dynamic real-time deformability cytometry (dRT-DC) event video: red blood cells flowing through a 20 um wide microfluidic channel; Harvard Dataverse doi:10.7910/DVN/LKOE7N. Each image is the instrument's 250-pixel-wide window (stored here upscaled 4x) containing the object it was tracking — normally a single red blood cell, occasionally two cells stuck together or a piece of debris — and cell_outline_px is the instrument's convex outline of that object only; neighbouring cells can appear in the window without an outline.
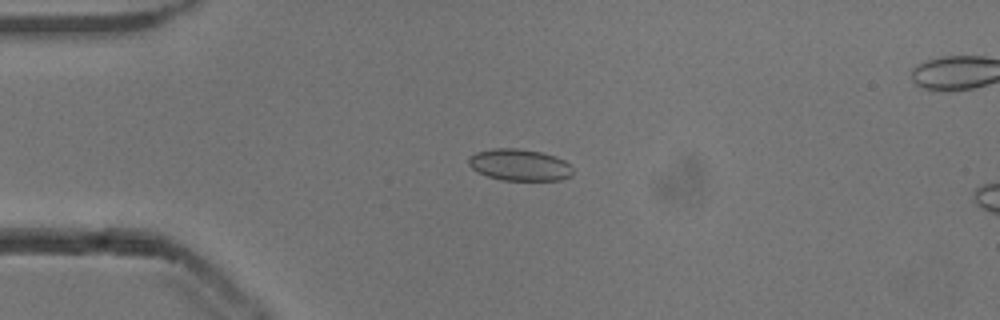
{"species": "common noctule bat (a hibernating species)", "species_latin": "Nyctalus noctula", "temperature_condition": "cold", "stored_images_in_passage": 52, "camera_frame_rate_fps": 3000, "um_per_image_px": 0.085, "animal": {"sex": "male", "body_mass_g": 13.3}, "frame": {"image": 1, "passage_image": 12, "time_ms": 3.667, "image_size_px": [1000, 320], "cell_outline_px": [[572, 176], [560, 180], [504, 180], [488, 176], [472, 168], [468, 164], [468, 156], [476, 152], [492, 148], [516, 148], [540, 152], [556, 156], [564, 160], [572, 168]], "centroid_in_image_um": [44.16, 14.01], "position_along_channel_um": 40.8, "area_um2": 19.19}}
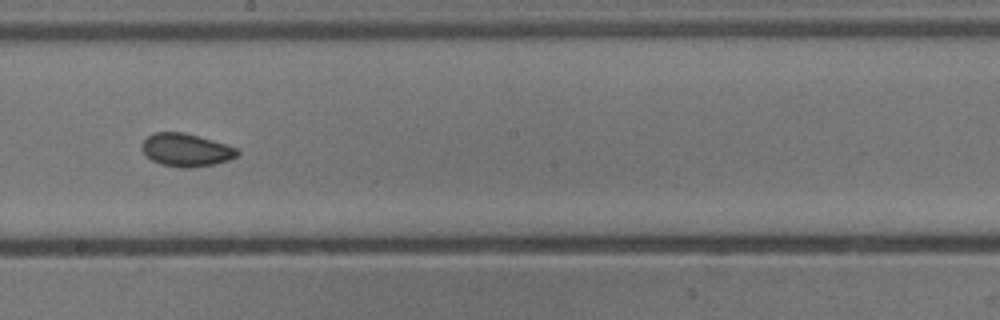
{"frame": {"image": 2, "passage_image": 29, "time_ms": 9.333, "image_size_px": [1000, 320], "cell_outline_px": [[240, 152], [236, 156], [228, 160], [212, 164], [192, 168], [180, 168], [160, 164], [152, 160], [144, 152], [144, 140], [152, 132], [184, 132], [212, 140], [236, 148]], "centroid_in_image_um": [15.82, 12.75], "position_along_channel_um": 232.4, "area_um2": 18.03}}
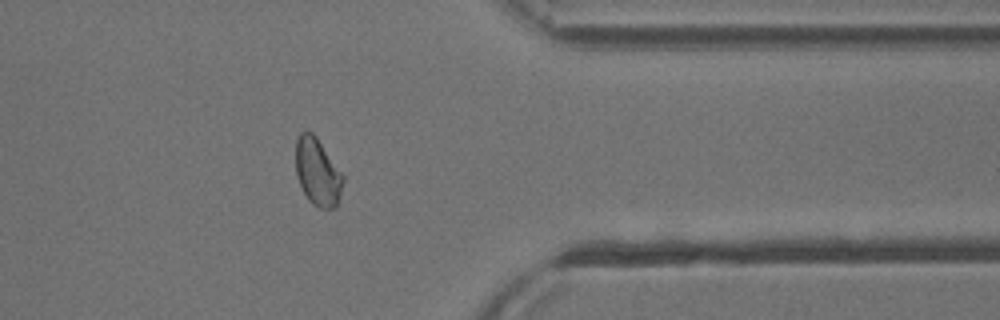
{"frame": {"image": 3, "passage_image": 42, "time_ms": 13.667, "image_size_px": [1000, 320], "cell_outline_px": [[344, 180], [336, 204], [332, 208], [320, 208], [312, 204], [308, 200], [300, 184], [296, 172], [296, 140], [300, 132], [312, 132], [316, 136], [344, 176]], "centroid_in_image_um": [26.98, 14.6], "position_along_channel_um": 384.4, "area_um2": 18.26}, "authors_computed_cell_mechanics": {"area_um2": 18.5249, "velocity_mm_per_s": 3.8346, "shape_relaxation_time_tau1_ms": null, "shape_relaxation_time_tau2_ms": 2.2267, "deformation_change_tau1": null, "deformation_change_tau2": 0.052}}